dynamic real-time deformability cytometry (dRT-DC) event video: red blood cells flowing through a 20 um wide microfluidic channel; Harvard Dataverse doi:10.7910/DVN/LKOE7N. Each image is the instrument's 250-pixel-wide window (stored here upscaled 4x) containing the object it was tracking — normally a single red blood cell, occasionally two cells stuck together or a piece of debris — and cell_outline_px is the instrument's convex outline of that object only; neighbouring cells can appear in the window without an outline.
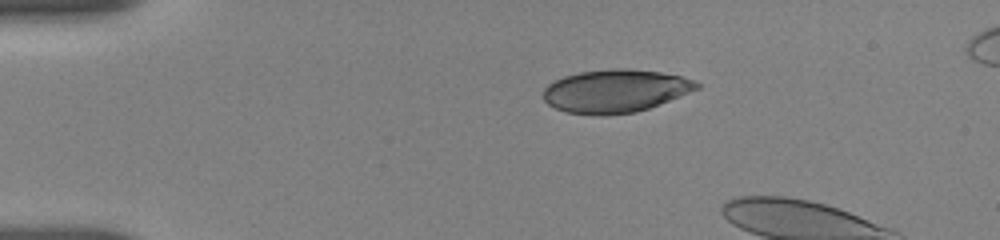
{"species": "human", "species_latin": "Homo sapiens", "temperature_condition": "room temperature", "stored_images_in_passage": 7, "camera_frame_rate_fps": 3000, "um_per_image_px": 0.085, "donor": {"sex": "female"}, "frame": {"image": 1, "passage_image": 2, "time_ms": 0.333, "image_size_px": [1000, 240], "cell_outline_px": [[700, 88], [648, 108], [636, 112], [604, 116], [600, 116], [564, 112], [548, 104], [544, 100], [544, 88], [548, 84], [564, 76], [580, 72], [612, 68], [624, 68], [660, 72], [680, 76], [692, 80], [700, 84]], "centroid_in_image_um": [52.27, 7.74], "position_along_channel_um": 32.7, "area_um2": 38.38}}